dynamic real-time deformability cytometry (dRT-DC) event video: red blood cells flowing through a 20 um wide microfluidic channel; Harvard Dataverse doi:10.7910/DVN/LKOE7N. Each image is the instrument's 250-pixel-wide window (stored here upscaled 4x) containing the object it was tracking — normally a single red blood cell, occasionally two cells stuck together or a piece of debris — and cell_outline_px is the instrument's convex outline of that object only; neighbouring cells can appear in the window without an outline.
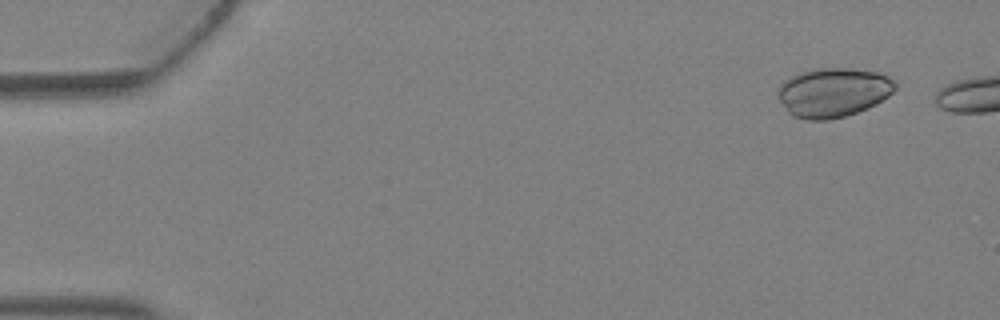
{"species": "Egyptian fruit bat (a non-hibernating species)", "species_latin": "Rousettus aegyptiacus", "temperature_condition": "warm", "stored_images_in_passage": 5, "camera_frame_rate_fps": 3000, "um_per_image_px": 0.085, "animal": {"sex": "female"}, "frame": {"image": 1, "passage_image": 1, "time_ms": 0.0, "image_size_px": [1000, 320], "cell_outline_px": [[896, 88], [888, 96], [876, 104], [868, 108], [844, 116], [828, 120], [804, 120], [792, 116], [788, 112], [776, 96], [776, 92], [780, 84], [792, 76], [816, 68], [848, 68], [880, 72], [888, 76], [896, 84]], "centroid_in_image_um": [70.81, 7.86], "position_along_channel_um": 14.2, "area_um2": 33.76}}
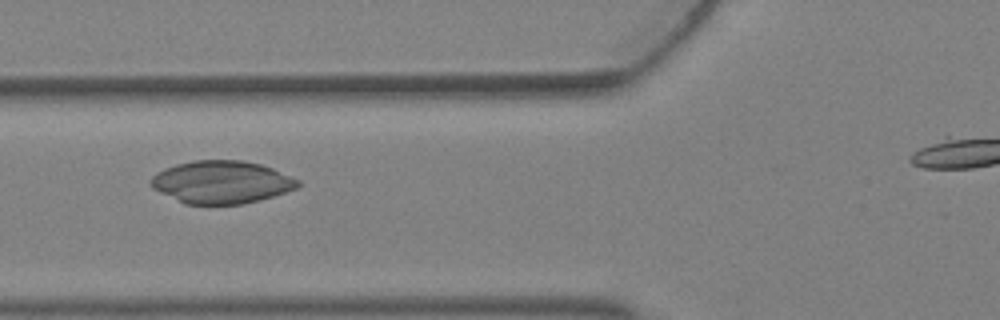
{"frame": {"image": 2, "passage_image": 5, "time_ms": 1.333, "image_size_px": [1000, 320], "cell_outline_px": [[300, 184], [296, 188], [260, 200], [244, 204], [184, 204], [152, 188], [148, 184], [148, 180], [156, 172], [164, 168], [176, 164], [196, 160], [244, 160], [260, 164], [272, 168], [300, 180]], "centroid_in_image_um": [18.79, 15.48], "position_along_channel_um": 107.0, "area_um2": 36.7}}